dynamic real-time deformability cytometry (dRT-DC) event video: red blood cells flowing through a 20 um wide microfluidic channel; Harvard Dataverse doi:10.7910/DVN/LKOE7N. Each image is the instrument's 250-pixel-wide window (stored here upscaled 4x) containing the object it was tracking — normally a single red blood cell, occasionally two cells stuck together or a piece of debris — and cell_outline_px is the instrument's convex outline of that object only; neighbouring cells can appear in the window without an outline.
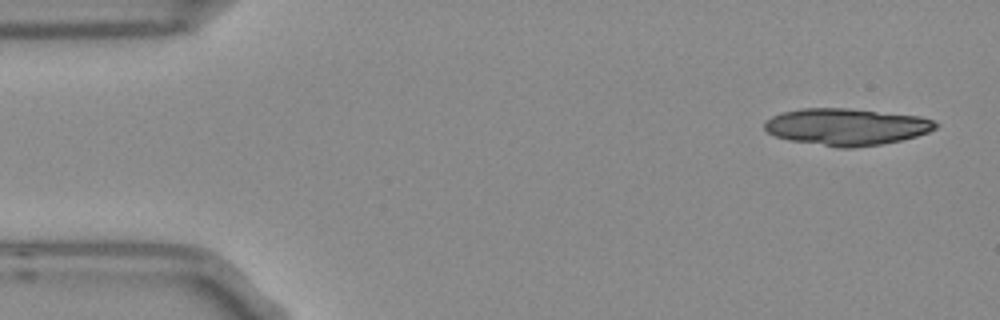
{"species": "Egyptian fruit bat (a non-hibernating species)", "species_latin": "Rousettus aegyptiacus", "temperature_condition": "room temperature", "stored_images_in_passage": 5, "camera_frame_rate_fps": 3000, "um_per_image_px": 0.085, "frame": {"image": 1, "passage_image": 1, "time_ms": 0.0, "image_size_px": [1000, 320], "cell_outline_px": [[940, 124], [936, 128], [928, 132], [916, 136], [900, 140], [880, 144], [852, 148], [836, 148], [788, 140], [776, 136], [768, 132], [764, 128], [764, 120], [780, 112], [800, 108], [848, 108], [920, 116], [932, 120]], "centroid_in_image_um": [71.91, 10.77], "position_along_channel_um": 13.1, "area_um2": 36.99}}
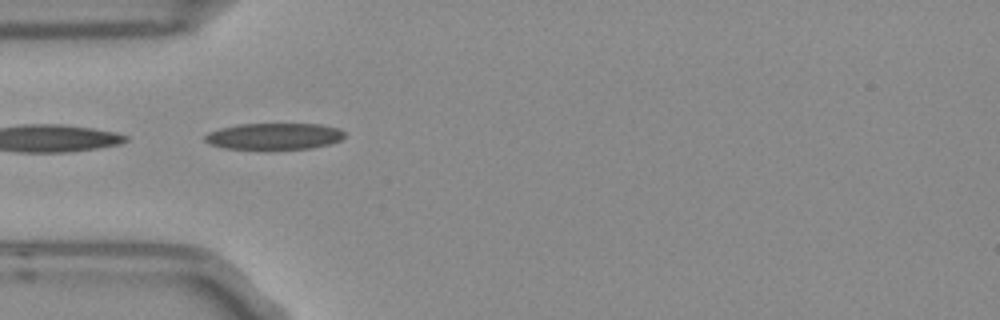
{"frame": {"image": 2, "passage_image": 4, "time_ms": 1.0, "image_size_px": [1000, 320], "cell_outline_px": [[344, 136], [340, 140], [328, 144], [312, 148], [224, 148], [208, 144], [204, 140], [204, 136], [208, 132], [220, 128], [236, 124], [320, 124], [340, 128], [344, 132]], "centroid_in_image_um": [23.28, 11.56], "position_along_channel_um": 61.7, "area_um2": 21.33}}